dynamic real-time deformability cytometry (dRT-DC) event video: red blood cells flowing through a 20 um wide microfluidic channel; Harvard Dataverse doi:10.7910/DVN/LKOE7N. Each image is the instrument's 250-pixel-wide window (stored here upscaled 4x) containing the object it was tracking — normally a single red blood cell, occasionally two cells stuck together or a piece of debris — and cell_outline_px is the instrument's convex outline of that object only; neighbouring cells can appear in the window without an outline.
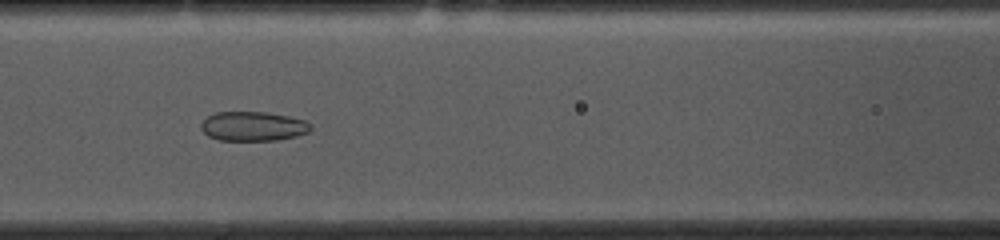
{"species": "common noctule bat (a hibernating species)", "species_latin": "Nyctalus noctula", "temperature_condition": "cold", "stored_images_in_passage": 47, "camera_frame_rate_fps": 3000, "um_per_image_px": 0.085, "animal": {"sex": "female", "body_mass_g": 10.0, "forearm_length_mm": 53.1}, "frame": {"image": 1, "passage_image": 15, "time_ms": 4.667, "image_size_px": [1000, 240], "cell_outline_px": [[312, 128], [308, 132], [296, 136], [276, 140], [220, 140], [208, 136], [200, 128], [200, 124], [208, 116], [216, 112], [264, 112], [288, 116], [304, 120], [312, 124]], "centroid_in_image_um": [21.51, 10.73], "position_along_channel_um": 145.1, "area_um2": 18.73}}
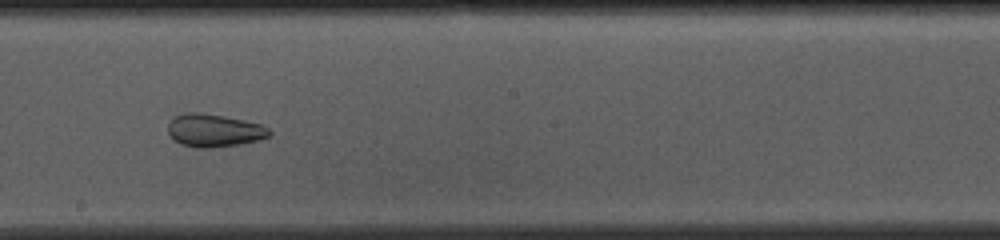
{"frame": {"image": 2, "passage_image": 22, "time_ms": 7.0, "image_size_px": [1000, 240], "cell_outline_px": [[272, 132], [268, 136], [256, 140], [240, 144], [208, 148], [196, 148], [180, 144], [168, 136], [168, 124], [172, 116], [184, 112], [200, 112], [224, 116], [244, 120], [260, 124], [268, 128]], "centroid_in_image_um": [18.12, 11.08], "position_along_channel_um": 230.1, "area_um2": 19.59}}
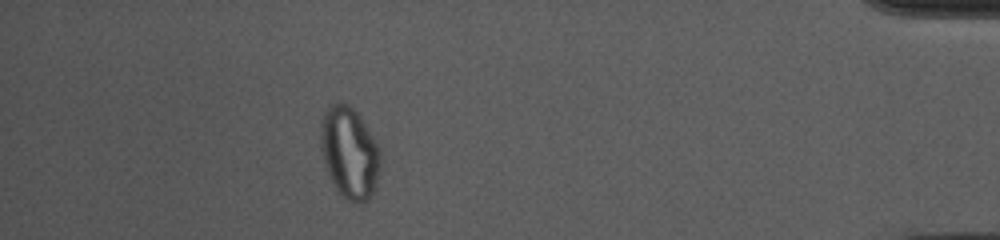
{"frame": {"image": 3, "passage_image": 41, "time_ms": 13.333, "image_size_px": [1000, 240], "cell_outline_px": [[380, 164], [376, 184], [372, 196], [364, 204], [356, 204], [340, 196], [328, 176], [320, 148], [320, 124], [324, 112], [336, 100], [348, 104], [360, 116], [380, 148]], "centroid_in_image_um": [29.69, 13.01], "position_along_channel_um": 405.5, "area_um2": 32.43}, "authors_computed_cell_mechanics": {"area_um2": 23.5824, "velocity_mm_per_s": 3.6494, "shape_relaxation_time_tau1_ms": null, "shape_relaxation_time_tau2_ms": 1.3999, "deformation_change_tau1": null, "deformation_change_tau2": 0.0586}}